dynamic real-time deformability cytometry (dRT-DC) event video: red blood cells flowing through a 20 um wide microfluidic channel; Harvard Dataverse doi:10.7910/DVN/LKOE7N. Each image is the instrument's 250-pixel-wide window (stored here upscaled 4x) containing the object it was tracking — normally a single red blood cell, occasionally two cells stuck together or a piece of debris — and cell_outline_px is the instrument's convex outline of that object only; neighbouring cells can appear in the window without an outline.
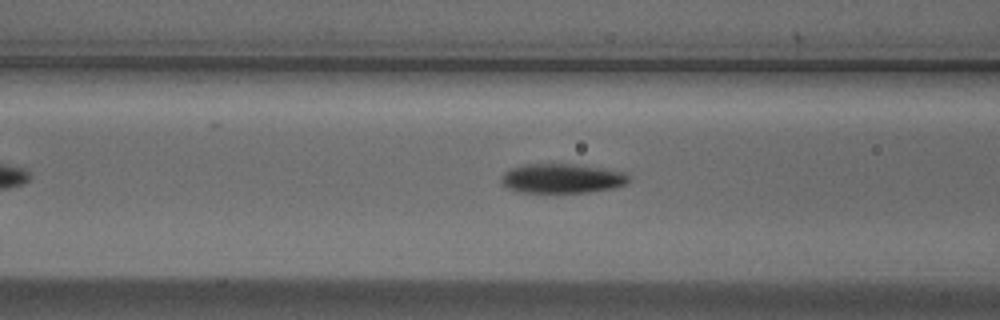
{"species": "Egyptian fruit bat (a non-hibernating species)", "species_latin": "Rousettus aegyptiacus", "temperature_condition": "cold", "stored_images_in_passage": 38, "camera_frame_rate_fps": 3000, "um_per_image_px": 0.085, "animal": {"sex": "male"}, "frame": {"image": 1, "passage_image": 15, "time_ms": 4.667, "image_size_px": [1000, 320], "cell_outline_px": [[632, 180], [624, 184], [612, 188], [588, 192], [520, 192], [508, 188], [500, 184], [500, 176], [508, 168], [524, 164], [572, 164], [624, 172]], "centroid_in_image_um": [47.69, 15.16], "position_along_channel_um": 118.9, "area_um2": 21.85}}
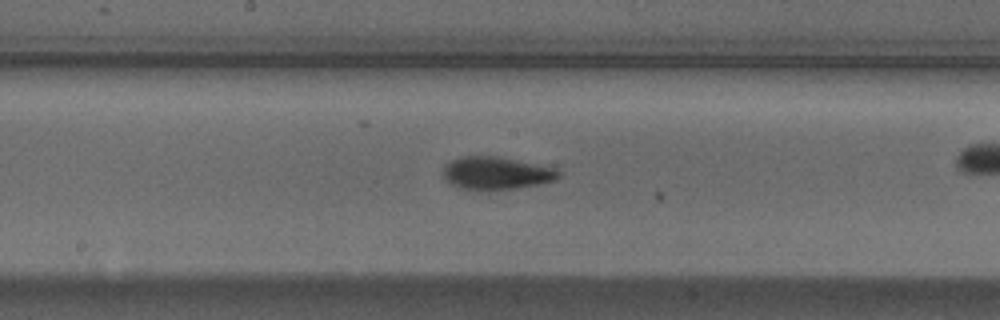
{"frame": {"image": 2, "passage_image": 22, "time_ms": 7.0, "image_size_px": [1000, 320], "cell_outline_px": [[560, 176], [556, 180], [540, 184], [516, 188], [488, 192], [464, 188], [452, 184], [444, 180], [444, 164], [460, 156], [496, 156], [556, 168], [560, 172]], "centroid_in_image_um": [42.18, 14.73], "position_along_channel_um": 206.0, "area_um2": 22.25}}
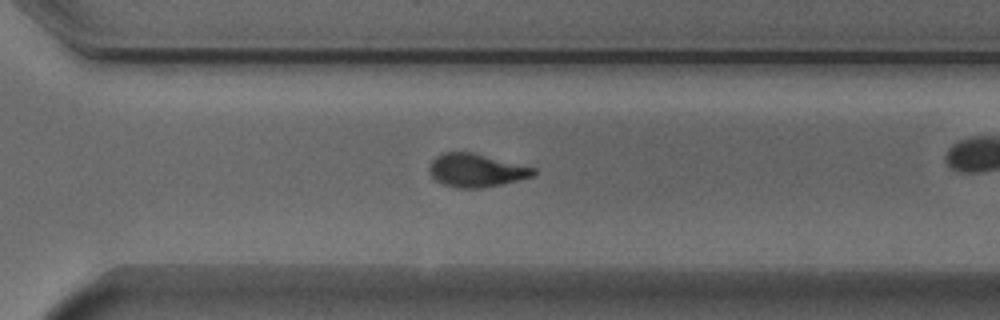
{"frame": {"image": 3, "passage_image": 32, "time_ms": 10.333, "image_size_px": [1000, 320], "cell_outline_px": [[536, 172], [532, 176], [484, 188], [456, 188], [444, 184], [436, 180], [428, 172], [428, 168], [432, 160], [436, 156], [444, 152], [472, 152], [536, 168]], "centroid_in_image_um": [40.44, 14.47], "position_along_channel_um": 330.2, "area_um2": 20.06}}